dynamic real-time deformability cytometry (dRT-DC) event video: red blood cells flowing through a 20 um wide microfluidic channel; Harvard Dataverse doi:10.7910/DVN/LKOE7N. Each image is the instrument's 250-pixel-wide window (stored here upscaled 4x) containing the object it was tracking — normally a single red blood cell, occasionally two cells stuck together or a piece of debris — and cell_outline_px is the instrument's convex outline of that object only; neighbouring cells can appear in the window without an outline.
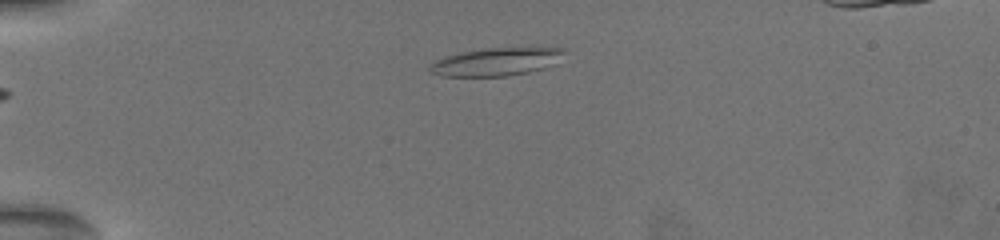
{"species": "common noctule bat (a hibernating species)", "species_latin": "Nyctalus noctula", "temperature_condition": "warm", "stored_images_in_passage": 5, "camera_frame_rate_fps": 3000, "um_per_image_px": 0.085, "animal": {"sex": "female", "body_mass_g": 19.5, "forearm_length_mm": 54.1}, "frame": {"image": 1, "passage_image": 1, "time_ms": 0.0, "image_size_px": [1000, 240], "cell_outline_px": [[564, 52], [556, 64], [544, 68], [528, 72], [508, 76], [440, 76], [428, 72], [428, 68], [436, 60], [444, 56], [460, 52], [488, 48], [564, 48]], "centroid_in_image_um": [42.14, 5.26], "position_along_channel_um": 42.9, "area_um2": 21.85}}
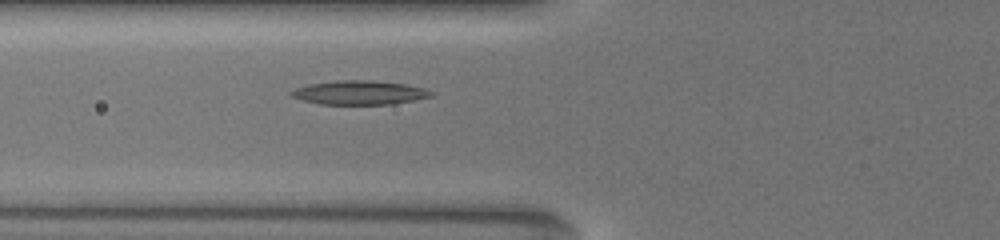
{"frame": {"image": 2, "passage_image": 4, "time_ms": 2.667, "image_size_px": [1000, 240], "cell_outline_px": [[432, 96], [392, 104], [320, 104], [304, 100], [292, 96], [288, 92], [296, 88], [308, 84], [336, 80], [372, 80], [408, 84], [424, 88], [432, 92]], "centroid_in_image_um": [30.54, 7.86], "position_along_channel_um": 95.3, "area_um2": 19.48}}
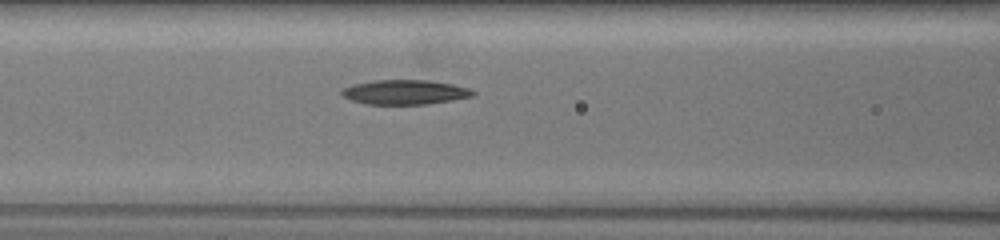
{"frame": {"image": 3, "passage_image": 5, "time_ms": 3.667, "image_size_px": [1000, 240], "cell_outline_px": [[476, 96], [428, 104], [368, 104], [352, 100], [344, 96], [340, 92], [344, 88], [352, 84], [372, 80], [428, 80], [452, 84], [468, 88], [476, 92]], "centroid_in_image_um": [34.44, 7.83], "position_along_channel_um": 132.2, "area_um2": 18.79}}